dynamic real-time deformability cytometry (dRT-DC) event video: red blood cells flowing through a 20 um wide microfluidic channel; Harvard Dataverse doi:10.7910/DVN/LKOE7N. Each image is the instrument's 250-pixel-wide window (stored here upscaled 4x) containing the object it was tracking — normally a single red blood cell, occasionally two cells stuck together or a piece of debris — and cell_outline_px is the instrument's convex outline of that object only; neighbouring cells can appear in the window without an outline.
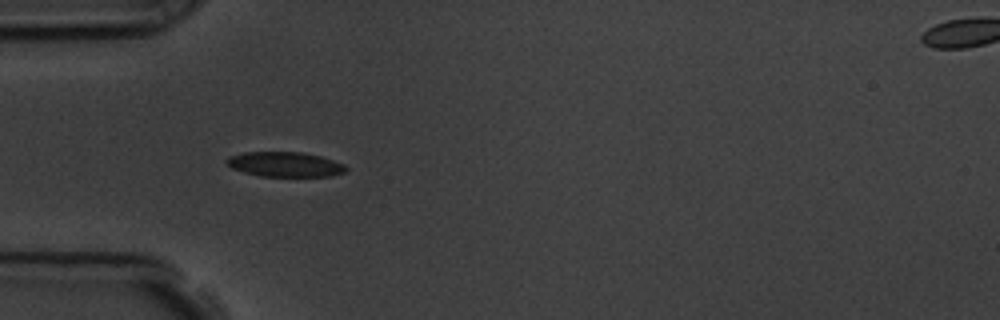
{"species": "common noctule bat (a hibernating species)", "species_latin": "Nyctalus noctula", "temperature_condition": "room temperature", "stored_images_in_passage": 40, "camera_frame_rate_fps": 3000, "um_per_image_px": 0.085, "animal": {"sex": "male", "body_mass_g": 19.5, "forearm_length_mm": 54.6}, "frame": {"image": 1, "passage_image": 1, "time_ms": 0.0, "image_size_px": [1000, 320], "cell_outline_px": [[348, 168], [344, 172], [328, 176], [260, 176], [244, 172], [232, 168], [224, 160], [228, 156], [244, 152], [304, 152], [320, 156], [344, 164]], "centroid_in_image_um": [24.2, 13.96], "position_along_channel_um": 60.8, "area_um2": 17.22}}
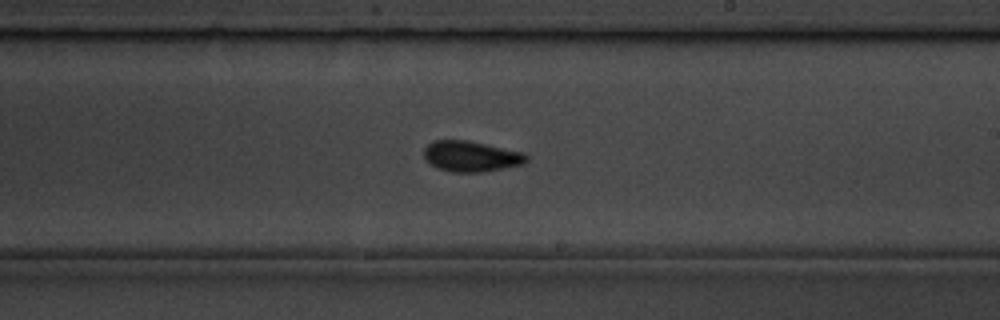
{"frame": {"image": 2, "passage_image": 17, "time_ms": 5.333, "image_size_px": [1000, 320], "cell_outline_px": [[528, 160], [524, 164], [480, 172], [452, 172], [436, 168], [424, 156], [424, 148], [432, 140], [464, 140], [524, 152], [528, 156]], "centroid_in_image_um": [40.04, 13.29], "position_along_channel_um": 249.0, "area_um2": 18.15}}
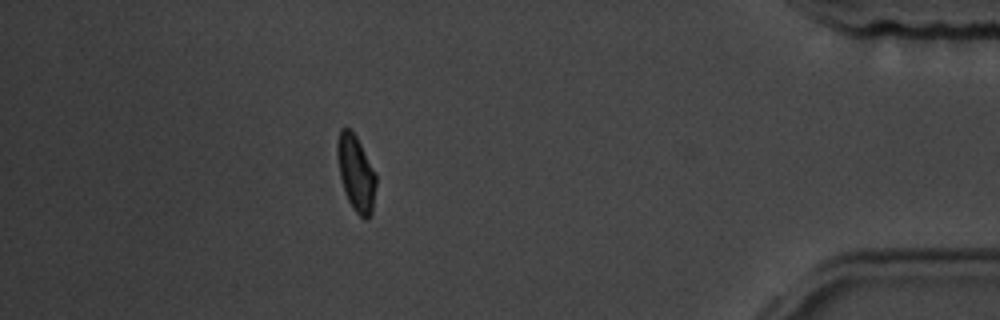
{"frame": {"image": 3, "passage_image": 34, "time_ms": 11.0, "image_size_px": [1000, 320], "cell_outline_px": [[376, 184], [372, 212], [368, 220], [364, 220], [352, 208], [344, 192], [340, 176], [336, 156], [336, 144], [340, 128], [348, 128], [356, 136], [376, 176]], "centroid_in_image_um": [30.23, 14.75], "position_along_channel_um": 405.0, "area_um2": 17.05}, "authors_computed_cell_mechanics": {"area_um2": 17.7735, "velocity_mm_per_s": 3.5797, "shape_relaxation_time_tau1_ms": 4.6776, "shape_relaxation_time_tau2_ms": 1.4048, "deformation_change_tau1": 0.1125, "deformation_change_tau2": 0.0579}}